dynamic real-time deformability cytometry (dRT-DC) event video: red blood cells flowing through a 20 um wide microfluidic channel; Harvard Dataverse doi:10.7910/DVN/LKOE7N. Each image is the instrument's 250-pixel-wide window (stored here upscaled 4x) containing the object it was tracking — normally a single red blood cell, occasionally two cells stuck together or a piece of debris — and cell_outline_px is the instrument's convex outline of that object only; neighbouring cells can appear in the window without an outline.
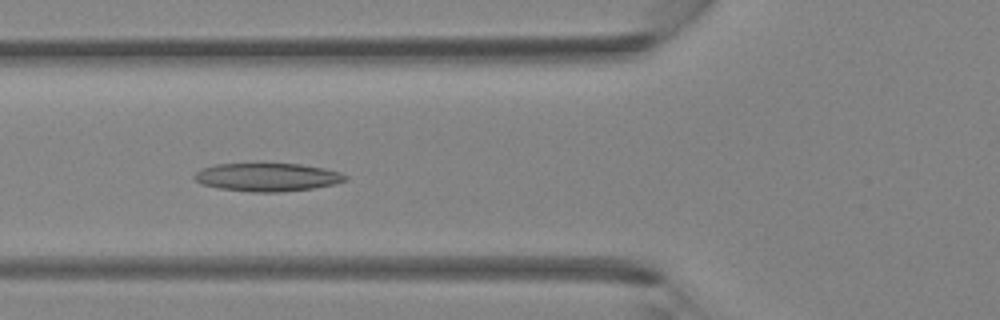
{"species": "Egyptian fruit bat (a non-hibernating species)", "species_latin": "Rousettus aegyptiacus", "temperature_condition": "room temperature", "stored_images_in_passage": 40, "camera_frame_rate_fps": 3000, "um_per_image_px": 0.085, "animal": {"sex": "female"}, "frame": {"image": 1, "passage_image": 15, "time_ms": 4.667, "image_size_px": [1000, 320], "cell_outline_px": [[348, 180], [332, 184], [312, 188], [280, 192], [252, 192], [220, 188], [200, 184], [192, 176], [200, 168], [216, 164], [260, 160], [300, 164], [324, 168], [340, 172], [348, 176]], "centroid_in_image_um": [22.67, 15.0], "position_along_channel_um": 103.1, "area_um2": 25.95}}
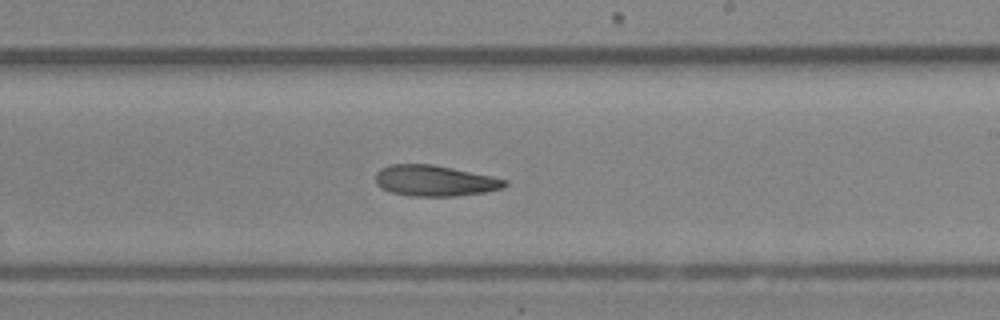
{"frame": {"image": 2, "passage_image": 24, "time_ms": 7.667, "image_size_px": [1000, 320], "cell_outline_px": [[508, 184], [504, 188], [484, 192], [456, 196], [408, 196], [392, 192], [376, 184], [376, 172], [380, 168], [388, 164], [432, 164], [492, 176], [508, 180]], "centroid_in_image_um": [36.96, 15.36], "position_along_channel_um": 252.0, "area_um2": 23.29}}
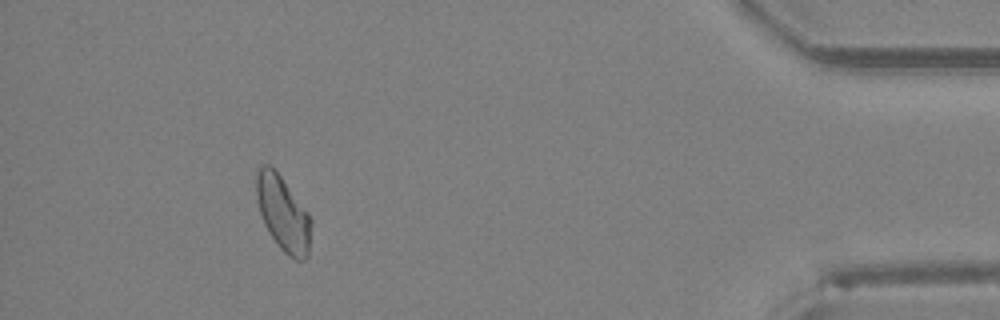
{"frame": {"image": 3, "passage_image": 37, "time_ms": 12.0, "image_size_px": [1000, 320], "cell_outline_px": [[312, 224], [308, 256], [304, 260], [296, 260], [288, 256], [280, 248], [268, 232], [264, 224], [260, 212], [256, 196], [256, 172], [264, 164], [268, 164], [280, 176], [308, 212], [312, 220]], "centroid_in_image_um": [24.07, 18.19], "position_along_channel_um": 411.1, "area_um2": 23.81}}